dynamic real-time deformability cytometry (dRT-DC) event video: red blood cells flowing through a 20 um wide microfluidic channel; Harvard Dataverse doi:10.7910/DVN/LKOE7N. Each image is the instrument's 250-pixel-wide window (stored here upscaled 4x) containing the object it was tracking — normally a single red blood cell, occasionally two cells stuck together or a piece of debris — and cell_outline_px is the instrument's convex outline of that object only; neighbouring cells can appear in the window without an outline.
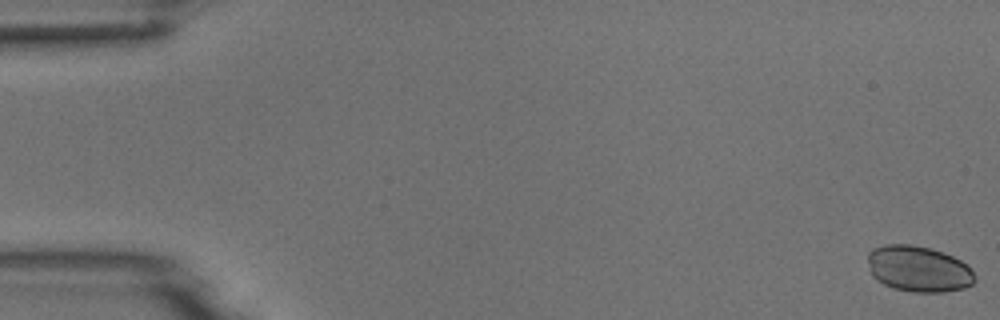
{"species": "common noctule bat (a hibernating species)", "species_latin": "Nyctalus noctula", "temperature_condition": "room temperature", "stored_images_in_passage": 6, "camera_frame_rate_fps": 3000, "um_per_image_px": 0.085, "animal": {"sex": "male", "body_mass_g": 18.8}, "frame": {"image": 1, "passage_image": 1, "time_ms": 0.0, "image_size_px": [1000, 320], "cell_outline_px": [[976, 280], [972, 284], [964, 288], [944, 292], [912, 292], [892, 288], [876, 280], [872, 276], [868, 268], [868, 252], [872, 248], [884, 244], [912, 244], [932, 248], [944, 252], [960, 260], [972, 272]], "centroid_in_image_um": [78.03, 22.85], "position_along_channel_um": 7.0, "area_um2": 28.96}}
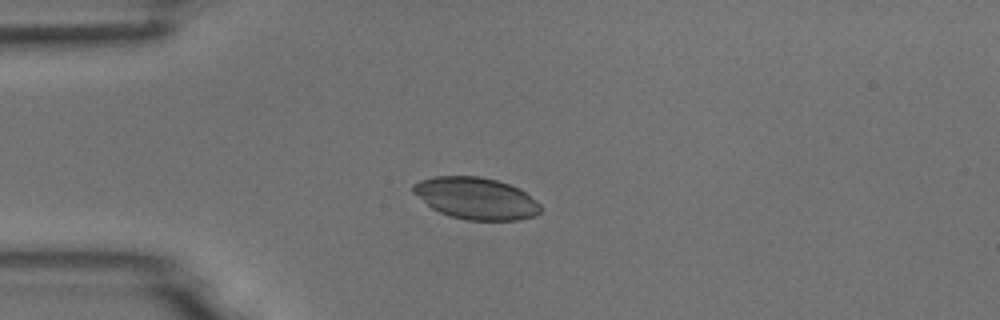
{"frame": {"image": 2, "passage_image": 4, "time_ms": 1.0, "image_size_px": [1000, 320], "cell_outline_px": [[544, 208], [536, 216], [520, 220], [468, 220], [448, 216], [432, 208], [412, 192], [412, 184], [420, 180], [432, 176], [480, 176], [496, 180], [520, 188], [540, 204]], "centroid_in_image_um": [40.47, 16.86], "position_along_channel_um": 44.5, "area_um2": 31.27}}